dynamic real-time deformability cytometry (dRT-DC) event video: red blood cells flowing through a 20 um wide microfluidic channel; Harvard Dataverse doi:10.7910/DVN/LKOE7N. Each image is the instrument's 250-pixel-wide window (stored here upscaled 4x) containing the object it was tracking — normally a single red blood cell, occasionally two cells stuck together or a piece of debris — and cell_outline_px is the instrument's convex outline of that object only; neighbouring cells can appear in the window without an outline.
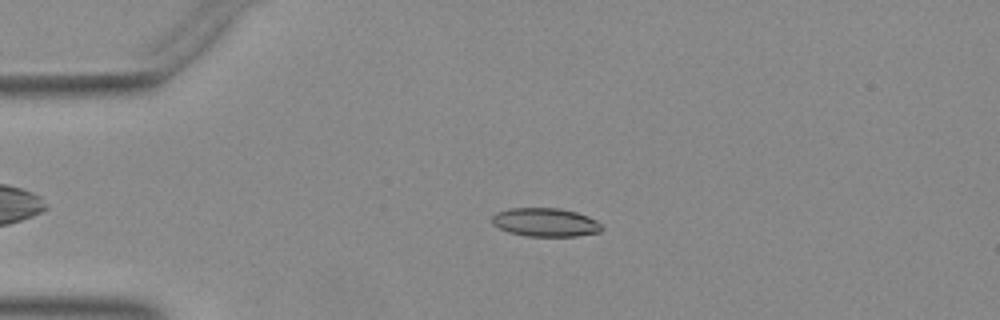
{"species": "Egyptian fruit bat (a non-hibernating species)", "species_latin": "Rousettus aegyptiacus", "temperature_condition": "warm", "stored_images_in_passage": 50, "camera_frame_rate_fps": 3000, "um_per_image_px": 0.085, "animal": {"sex": "female"}, "frame": {"image": 1, "passage_image": 11, "time_ms": 3.333, "image_size_px": [1000, 320], "cell_outline_px": [[604, 228], [600, 232], [576, 236], [528, 236], [508, 232], [492, 224], [492, 216], [496, 212], [508, 208], [560, 208], [576, 212], [588, 216], [596, 220]], "centroid_in_image_um": [46.35, 18.89], "position_along_channel_um": 38.6, "area_um2": 18.32}}
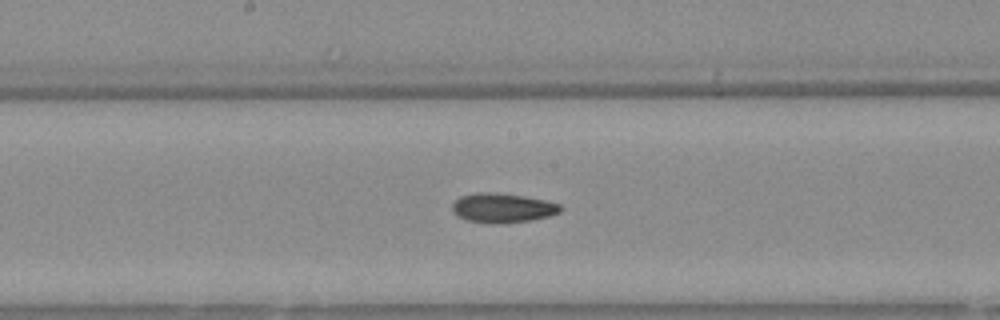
{"frame": {"image": 2, "passage_image": 26, "time_ms": 8.333, "image_size_px": [1000, 320], "cell_outline_px": [[560, 212], [548, 216], [528, 220], [468, 220], [460, 216], [452, 208], [452, 204], [460, 196], [476, 192], [496, 192], [524, 196], [544, 200], [560, 204]], "centroid_in_image_um": [42.73, 17.59], "position_along_channel_um": 205.5, "area_um2": 17.34}}
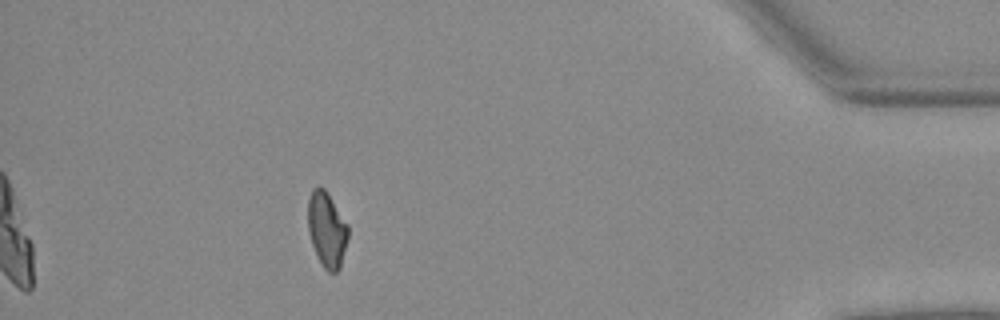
{"frame": {"image": 3, "passage_image": 45, "time_ms": 14.667, "image_size_px": [1000, 320], "cell_outline_px": [[348, 236], [340, 268], [336, 272], [328, 272], [324, 268], [312, 244], [308, 228], [308, 200], [312, 188], [324, 188], [348, 224]], "centroid_in_image_um": [27.78, 19.51], "position_along_channel_um": 407.4, "area_um2": 17.28}}